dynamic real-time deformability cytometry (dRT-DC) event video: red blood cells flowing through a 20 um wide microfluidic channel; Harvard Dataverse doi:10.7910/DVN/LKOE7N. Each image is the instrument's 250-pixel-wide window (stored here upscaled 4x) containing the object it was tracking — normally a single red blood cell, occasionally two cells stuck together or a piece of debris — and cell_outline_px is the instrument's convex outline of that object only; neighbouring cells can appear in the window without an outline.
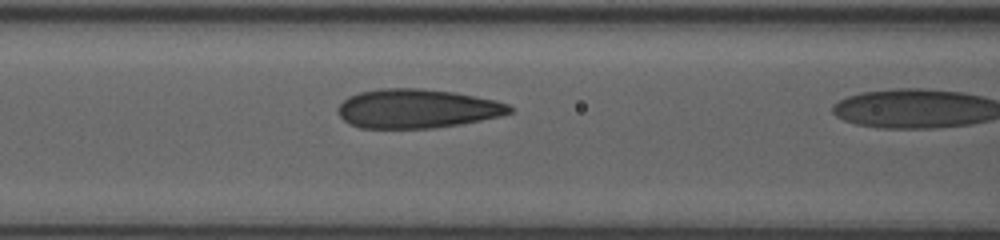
{"species": "human", "species_latin": "Homo sapiens", "temperature_condition": "room temperature", "stored_images_in_passage": 6, "camera_frame_rate_fps": 3000, "um_per_image_px": 0.085, "donor": {"sex": "female"}, "frame": {"image": 1, "passage_image": 5, "time_ms": 3.667, "image_size_px": [1000, 240], "cell_outline_px": [[512, 112], [500, 116], [460, 124], [436, 128], [360, 128], [344, 120], [340, 116], [336, 108], [348, 96], [360, 92], [380, 88], [420, 88], [452, 92], [496, 100], [508, 104], [512, 108]], "centroid_in_image_um": [35.43, 9.23], "position_along_channel_um": 131.2, "area_um2": 39.02}}